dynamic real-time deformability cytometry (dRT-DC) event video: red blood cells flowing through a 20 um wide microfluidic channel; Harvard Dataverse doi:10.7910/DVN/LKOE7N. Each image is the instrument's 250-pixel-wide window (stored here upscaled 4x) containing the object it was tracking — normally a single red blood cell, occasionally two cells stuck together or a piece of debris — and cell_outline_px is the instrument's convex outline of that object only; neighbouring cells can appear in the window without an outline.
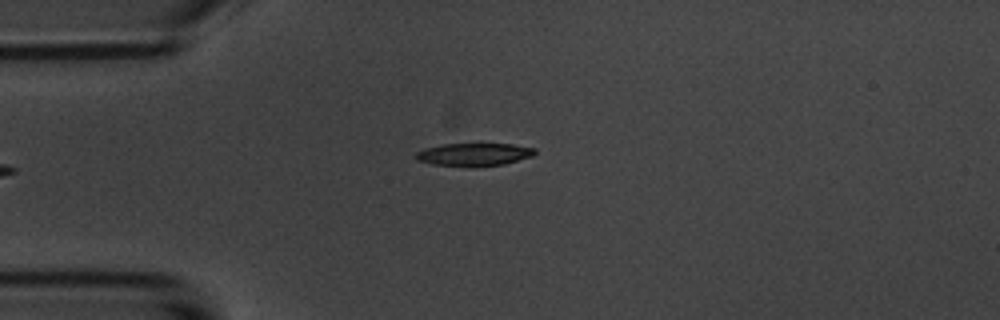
{"species": "common noctule bat (a hibernating species)", "species_latin": "Nyctalus noctula", "temperature_condition": "room temperature", "stored_images_in_passage": 4, "camera_frame_rate_fps": 3000, "um_per_image_px": 0.085, "animal": {"sex": "male", "body_mass_g": 20.1, "forearm_length_mm": 53.5}, "frame": {"image": 1, "passage_image": 4, "time_ms": 4.333, "image_size_px": [1000, 320], "cell_outline_px": [[536, 152], [532, 156], [504, 164], [472, 168], [468, 168], [432, 164], [416, 160], [416, 152], [424, 148], [444, 144], [476, 140], [480, 140], [512, 144], [536, 148]], "centroid_in_image_um": [40.3, 13.09], "position_along_channel_um": 44.7, "area_um2": 17.17}}